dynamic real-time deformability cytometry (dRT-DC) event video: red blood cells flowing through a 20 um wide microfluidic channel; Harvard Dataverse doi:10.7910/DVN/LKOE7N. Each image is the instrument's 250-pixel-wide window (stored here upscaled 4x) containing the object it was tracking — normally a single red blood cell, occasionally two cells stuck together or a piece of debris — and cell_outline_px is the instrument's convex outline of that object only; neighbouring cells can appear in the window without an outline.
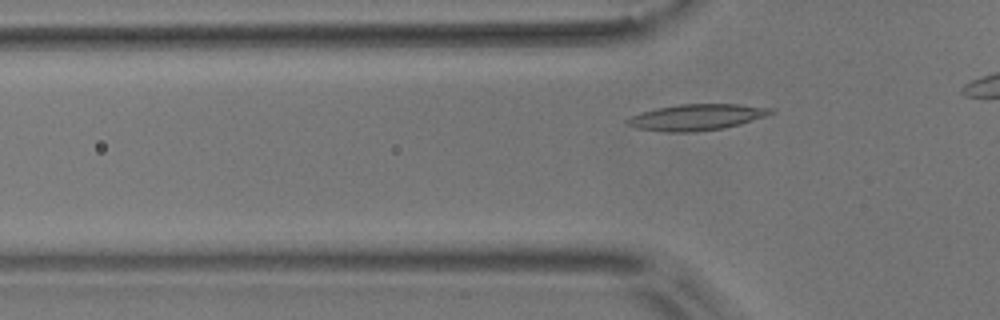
{"species": "common noctule bat (a hibernating species)", "species_latin": "Nyctalus noctula", "temperature_condition": "room temperature", "stored_images_in_passage": 5, "segment_of_instrument_passage": [2, 2], "camera_frame_rate_fps": 3000, "um_per_image_px": 0.085, "animal": {"sex": "male", "body_mass_g": 17.9}, "frame": {"image": 1, "passage_image": 5, "time_ms": 4.667, "image_size_px": [1000, 320], "cell_outline_px": [[776, 112], [768, 116], [740, 124], [724, 128], [692, 132], [668, 132], [636, 128], [624, 124], [624, 120], [640, 112], [656, 108], [680, 104], [736, 104], [772, 108]], "centroid_in_image_um": [59.2, 9.96], "position_along_channel_um": 66.6, "area_um2": 22.02}}